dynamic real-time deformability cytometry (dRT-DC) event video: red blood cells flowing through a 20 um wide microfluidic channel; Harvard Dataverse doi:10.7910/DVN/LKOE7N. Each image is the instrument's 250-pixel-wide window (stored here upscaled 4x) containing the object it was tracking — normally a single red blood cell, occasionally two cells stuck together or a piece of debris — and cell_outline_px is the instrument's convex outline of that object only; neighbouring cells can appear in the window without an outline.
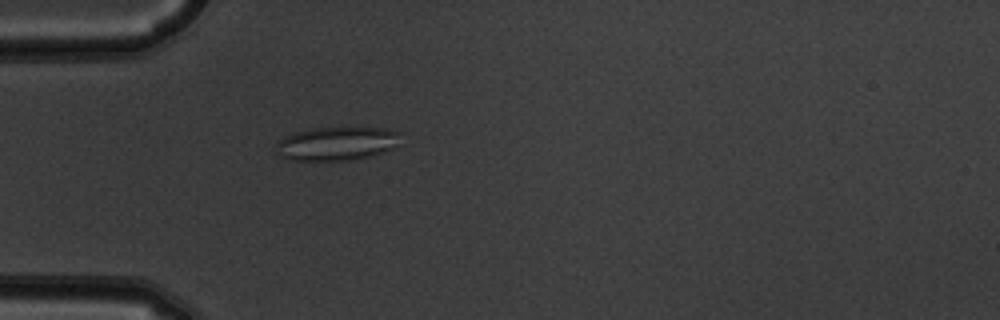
{"species": "common noctule bat (a hibernating species)", "species_latin": "Nyctalus noctula", "temperature_condition": "warm", "stored_images_in_passage": 44, "camera_frame_rate_fps": 3000, "um_per_image_px": 0.085, "animal": {"sex": "male", "body_mass_g": 19.5, "forearm_length_mm": 54.6}, "frame": {"image": 1, "passage_image": 7, "time_ms": 2.0, "image_size_px": [1000, 320], "cell_outline_px": [[400, 132], [396, 148], [368, 156], [352, 160], [288, 160], [280, 156], [276, 152], [276, 140], [292, 132], [316, 128], [384, 128]], "centroid_in_image_um": [28.57, 12.2], "position_along_channel_um": 56.4, "area_um2": 24.45}}
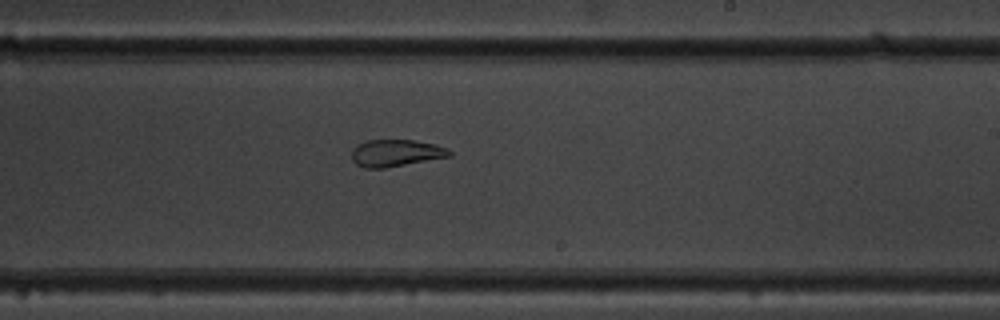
{"frame": {"image": 2, "passage_image": 23, "time_ms": 7.333, "image_size_px": [1000, 320], "cell_outline_px": [[452, 156], [384, 168], [364, 168], [356, 164], [352, 160], [352, 148], [356, 144], [368, 140], [412, 140], [436, 144], [448, 148], [452, 152]], "centroid_in_image_um": [33.65, 13.0], "position_along_channel_um": 255.4, "area_um2": 15.49}}
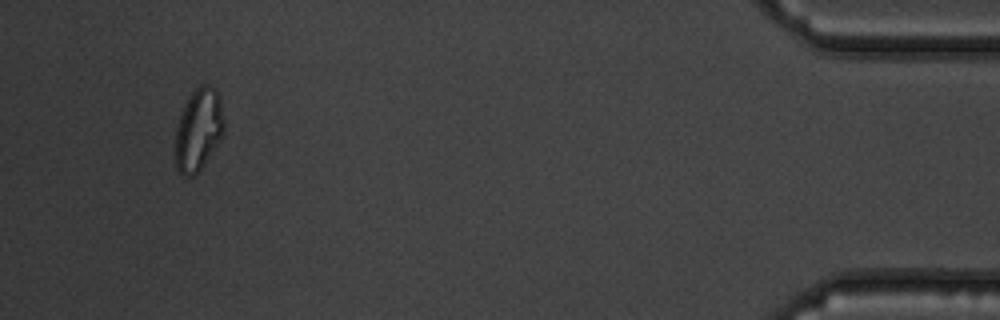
{"frame": {"image": 3, "passage_image": 41, "time_ms": 13.333, "image_size_px": [1000, 320], "cell_outline_px": [[224, 132], [220, 140], [204, 164], [192, 176], [184, 176], [176, 168], [176, 128], [180, 116], [192, 92], [200, 84], [208, 84], [216, 88], [220, 100], [224, 120]], "centroid_in_image_um": [16.89, 11.0], "position_along_channel_um": 418.3, "area_um2": 23.0}, "authors_computed_cell_mechanics": {"area_um2": 20.0277, "velocity_mm_per_s": 3.8568, "shape_relaxation_time_tau1_ms": null, "shape_relaxation_time_tau2_ms": 2.1118, "deformation_change_tau1": null, "deformation_change_tau2": 0.0943}}